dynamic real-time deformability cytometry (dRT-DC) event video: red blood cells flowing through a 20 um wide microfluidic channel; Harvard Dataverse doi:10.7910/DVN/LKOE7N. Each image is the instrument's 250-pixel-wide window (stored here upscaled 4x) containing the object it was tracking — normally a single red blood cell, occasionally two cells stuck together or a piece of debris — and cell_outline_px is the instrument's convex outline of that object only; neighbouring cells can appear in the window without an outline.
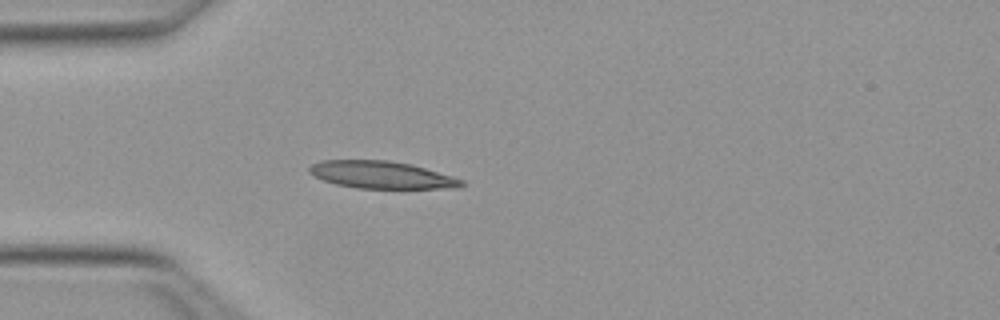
{"species": "Egyptian fruit bat (a non-hibernating species)", "species_latin": "Rousettus aegyptiacus", "temperature_condition": "warm", "stored_images_in_passage": 24, "camera_frame_rate_fps": 3000, "um_per_image_px": 0.085, "animal": {"sex": "female"}, "frame": {"image": 1, "passage_image": 1, "time_ms": 0.0, "image_size_px": [1000, 320], "cell_outline_px": [[464, 184], [456, 188], [356, 188], [336, 184], [324, 180], [308, 172], [308, 168], [312, 164], [320, 160], [388, 160], [412, 164], [452, 176], [464, 180]], "centroid_in_image_um": [32.42, 14.85], "position_along_channel_um": 52.6, "area_um2": 24.16}}
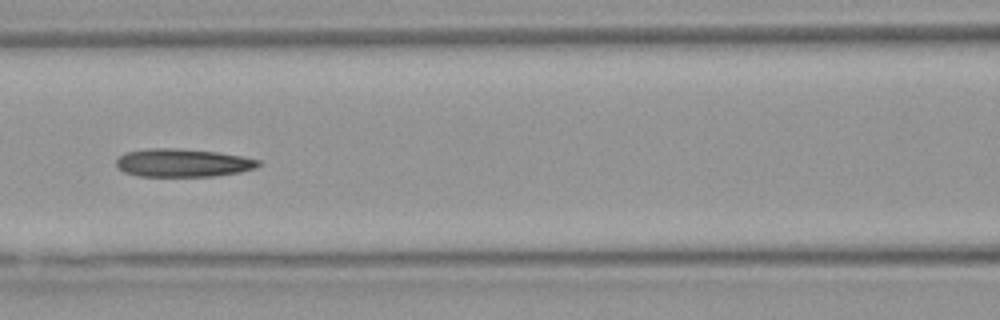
{"frame": {"image": 2, "passage_image": 9, "time_ms": 2.667, "image_size_px": [1000, 320], "cell_outline_px": [[260, 164], [256, 168], [240, 172], [216, 176], [136, 176], [124, 172], [116, 164], [116, 160], [124, 152], [148, 148], [176, 148], [216, 152], [244, 156], [260, 160]], "centroid_in_image_um": [15.54, 13.84], "position_along_channel_um": 151.1, "area_um2": 23.41}}
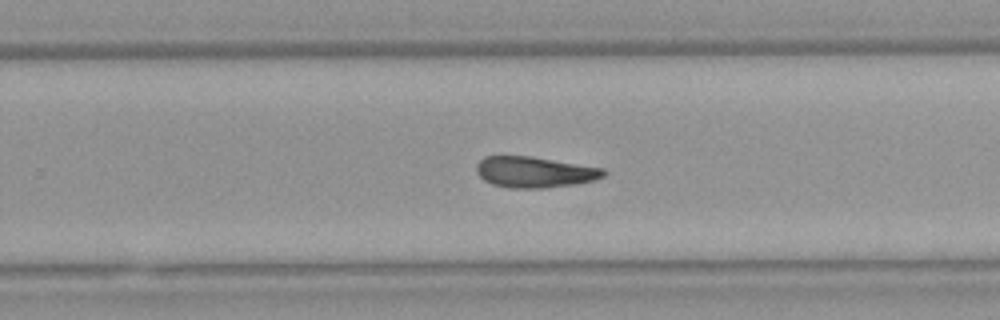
{"frame": {"image": 3, "passage_image": 19, "time_ms": 6.0, "image_size_px": [1000, 320], "cell_outline_px": [[608, 172], [604, 176], [592, 180], [576, 184], [544, 188], [508, 188], [492, 184], [484, 180], [476, 172], [476, 164], [484, 156], [532, 156], [604, 168]], "centroid_in_image_um": [45.43, 14.62], "position_along_channel_um": 284.4, "area_um2": 23.06}}